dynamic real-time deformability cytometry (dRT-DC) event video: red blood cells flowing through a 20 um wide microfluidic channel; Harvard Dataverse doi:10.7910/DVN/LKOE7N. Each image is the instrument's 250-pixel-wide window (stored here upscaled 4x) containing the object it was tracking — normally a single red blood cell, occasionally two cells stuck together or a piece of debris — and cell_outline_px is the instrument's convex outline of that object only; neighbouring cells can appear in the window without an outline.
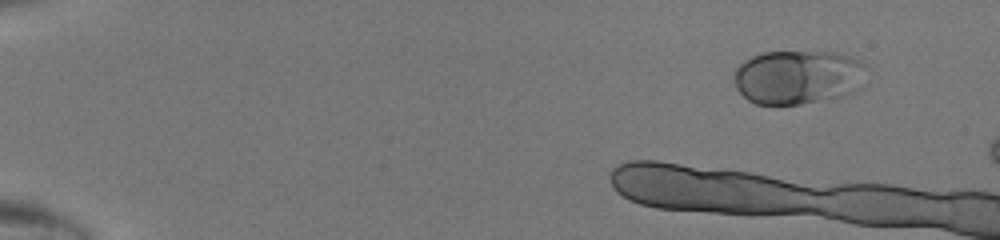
{"species": "human", "species_latin": "Homo sapiens", "temperature_condition": "room temperature", "stored_images_in_passage": 16, "camera_frame_rate_fps": 3000, "um_per_image_px": 0.085, "donor": {"sex": "male"}, "frame": {"image": 1, "passage_image": 5, "time_ms": 1.333, "image_size_px": [1000, 240], "cell_outline_px": [[868, 64], [864, 88], [856, 92], [844, 96], [800, 104], [756, 104], [748, 100], [732, 84], [732, 76], [736, 68], [744, 60], [752, 56], [764, 52], [836, 52], [852, 56]], "centroid_in_image_um": [67.89, 6.55], "position_along_channel_um": 17.1, "area_um2": 42.89}}